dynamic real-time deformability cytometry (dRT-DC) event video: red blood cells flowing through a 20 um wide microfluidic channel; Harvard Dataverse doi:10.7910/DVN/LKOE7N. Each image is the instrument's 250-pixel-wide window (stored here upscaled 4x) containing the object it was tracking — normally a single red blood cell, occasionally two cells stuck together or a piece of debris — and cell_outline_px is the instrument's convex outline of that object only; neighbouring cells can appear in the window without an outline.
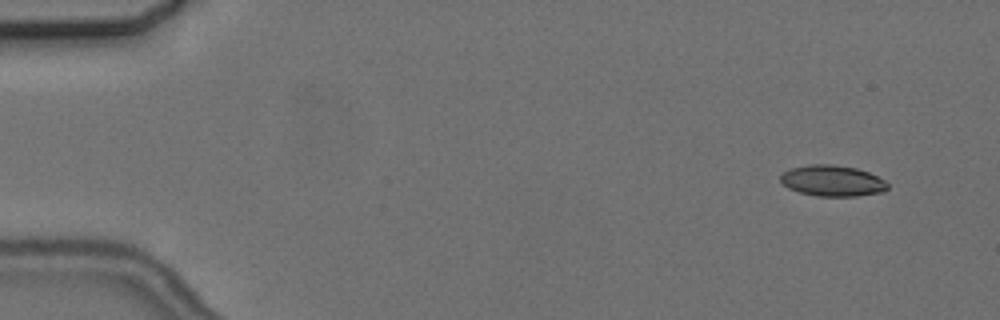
{"species": "common noctule bat (a hibernating species)", "species_latin": "Nyctalus noctula", "temperature_condition": "cold", "stored_images_in_passage": 5, "camera_frame_rate_fps": 3000, "um_per_image_px": 0.085, "animal": {"sex": "female", "body_mass_g": 24.6, "forearm_length_mm": 56.2}, "frame": {"image": 1, "passage_image": 2, "time_ms": 1.0, "image_size_px": [1000, 320], "cell_outline_px": [[888, 188], [884, 192], [856, 196], [816, 196], [800, 192], [788, 188], [780, 180], [780, 176], [784, 172], [792, 168], [808, 164], [832, 164], [856, 168], [868, 172], [884, 180], [888, 184]], "centroid_in_image_um": [70.76, 15.37], "position_along_channel_um": 14.2, "area_um2": 19.31}}
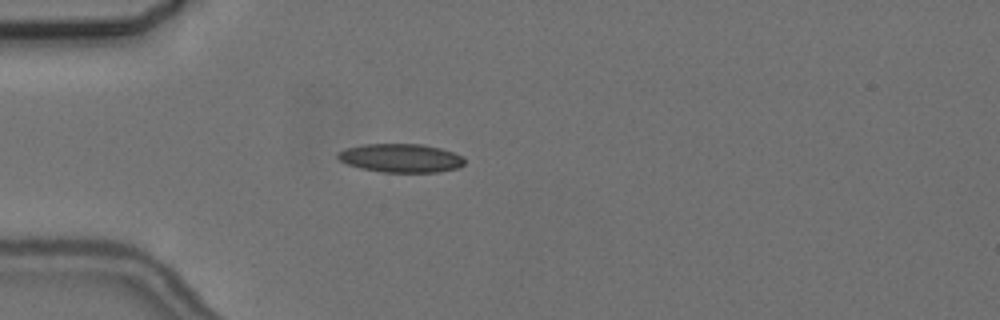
{"frame": {"image": 2, "passage_image": 5, "time_ms": 5.0, "image_size_px": [1000, 320], "cell_outline_px": [[464, 164], [460, 168], [440, 172], [380, 172], [360, 168], [348, 164], [340, 160], [336, 156], [340, 152], [348, 148], [364, 144], [424, 144], [440, 148], [464, 156]], "centroid_in_image_um": [34.12, 13.44], "position_along_channel_um": 50.9, "area_um2": 21.15}}